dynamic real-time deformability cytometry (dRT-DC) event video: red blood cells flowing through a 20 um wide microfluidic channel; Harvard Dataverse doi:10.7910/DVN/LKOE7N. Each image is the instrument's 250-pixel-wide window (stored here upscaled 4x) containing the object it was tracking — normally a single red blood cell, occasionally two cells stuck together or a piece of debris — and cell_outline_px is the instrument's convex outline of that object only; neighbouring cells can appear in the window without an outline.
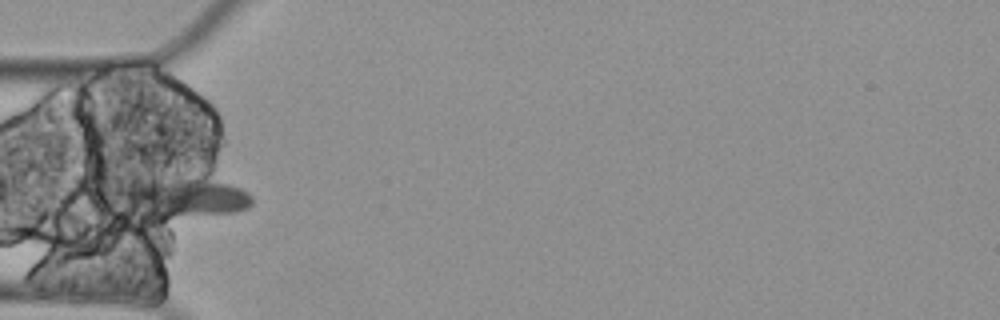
{"species": "Egyptian fruit bat (a non-hibernating species)", "species_latin": "Rousettus aegyptiacus", "temperature_condition": "cold", "stored_images_in_passage": 5, "camera_frame_rate_fps": 3000, "um_per_image_px": 0.085, "animal": {"sex": "female"}, "frame": {"image": 1, "passage_image": 5, "time_ms": 1.333, "image_size_px": [1000, 320], "cell_outline_px": [[252, 204], [248, 208], [236, 212], [172, 216], [168, 216], [136, 212], [112, 204], [112, 200], [116, 192], [128, 184], [168, 172], [172, 172], [228, 184], [240, 188], [248, 192], [252, 196]], "centroid_in_image_um": [15.42, 16.68], "position_along_channel_um": 69.6, "area_um2": 31.79}}